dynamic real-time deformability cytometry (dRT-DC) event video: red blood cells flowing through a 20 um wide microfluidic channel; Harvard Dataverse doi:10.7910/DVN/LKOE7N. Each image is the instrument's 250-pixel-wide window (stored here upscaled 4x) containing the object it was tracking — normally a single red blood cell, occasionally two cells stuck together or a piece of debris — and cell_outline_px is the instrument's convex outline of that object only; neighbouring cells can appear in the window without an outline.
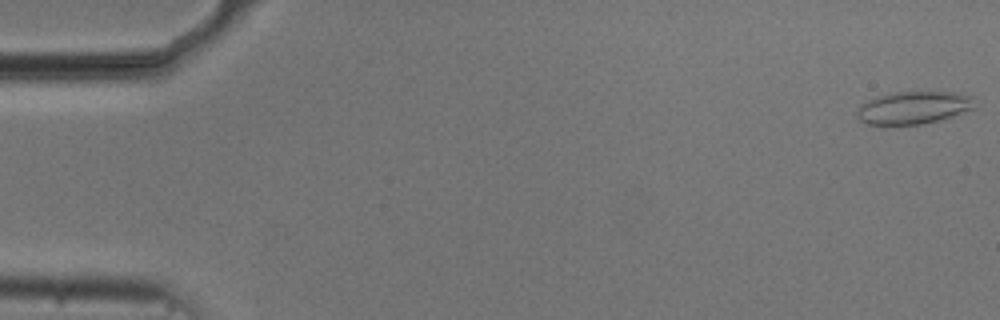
{"species": "common noctule bat (a hibernating species)", "species_latin": "Nyctalus noctula", "temperature_condition": "cold", "stored_images_in_passage": 15, "camera_frame_rate_fps": 3000, "um_per_image_px": 0.085, "animal": {"sex": "male", "body_mass_g": 20.5, "forearm_length_mm": 52.5}, "frame": {"image": 1, "passage_image": 1, "time_ms": 0.0, "image_size_px": [1000, 320], "cell_outline_px": [[972, 108], [924, 124], [884, 128], [868, 124], [860, 120], [856, 116], [856, 112], [860, 104], [868, 100], [880, 96], [896, 92], [952, 92], [972, 96]], "centroid_in_image_um": [77.5, 9.2], "position_along_channel_um": 7.5, "area_um2": 22.48}}